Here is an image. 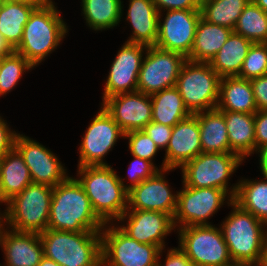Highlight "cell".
Wrapping results in <instances>:
<instances>
[{"label": "cell", "mask_w": 267, "mask_h": 266, "mask_svg": "<svg viewBox=\"0 0 267 266\" xmlns=\"http://www.w3.org/2000/svg\"><path fill=\"white\" fill-rule=\"evenodd\" d=\"M104 225L77 178L68 176L53 187L47 229L101 232Z\"/></svg>", "instance_id": "obj_1"}, {"label": "cell", "mask_w": 267, "mask_h": 266, "mask_svg": "<svg viewBox=\"0 0 267 266\" xmlns=\"http://www.w3.org/2000/svg\"><path fill=\"white\" fill-rule=\"evenodd\" d=\"M77 180L83 186L92 209L104 224L118 220L128 209V191L111 165L78 167Z\"/></svg>", "instance_id": "obj_2"}, {"label": "cell", "mask_w": 267, "mask_h": 266, "mask_svg": "<svg viewBox=\"0 0 267 266\" xmlns=\"http://www.w3.org/2000/svg\"><path fill=\"white\" fill-rule=\"evenodd\" d=\"M52 0L38 6L24 26L20 44L14 49L34 67L51 54L68 32Z\"/></svg>", "instance_id": "obj_3"}, {"label": "cell", "mask_w": 267, "mask_h": 266, "mask_svg": "<svg viewBox=\"0 0 267 266\" xmlns=\"http://www.w3.org/2000/svg\"><path fill=\"white\" fill-rule=\"evenodd\" d=\"M40 240L44 256L60 266H102L101 232L46 229Z\"/></svg>", "instance_id": "obj_4"}, {"label": "cell", "mask_w": 267, "mask_h": 266, "mask_svg": "<svg viewBox=\"0 0 267 266\" xmlns=\"http://www.w3.org/2000/svg\"><path fill=\"white\" fill-rule=\"evenodd\" d=\"M229 205L233 210L220 229L230 257L233 262L258 266L267 236V225L233 201Z\"/></svg>", "instance_id": "obj_5"}, {"label": "cell", "mask_w": 267, "mask_h": 266, "mask_svg": "<svg viewBox=\"0 0 267 266\" xmlns=\"http://www.w3.org/2000/svg\"><path fill=\"white\" fill-rule=\"evenodd\" d=\"M53 187L31 183L6 204L5 224L18 232L42 233L48 228Z\"/></svg>", "instance_id": "obj_6"}, {"label": "cell", "mask_w": 267, "mask_h": 266, "mask_svg": "<svg viewBox=\"0 0 267 266\" xmlns=\"http://www.w3.org/2000/svg\"><path fill=\"white\" fill-rule=\"evenodd\" d=\"M220 76L209 63L187 60L176 81V88L191 114L212 110L219 99Z\"/></svg>", "instance_id": "obj_7"}, {"label": "cell", "mask_w": 267, "mask_h": 266, "mask_svg": "<svg viewBox=\"0 0 267 266\" xmlns=\"http://www.w3.org/2000/svg\"><path fill=\"white\" fill-rule=\"evenodd\" d=\"M242 162L243 159L235 153L202 152L181 167L182 183L194 188L222 189L233 198L237 191V184L231 189L228 187V181Z\"/></svg>", "instance_id": "obj_8"}, {"label": "cell", "mask_w": 267, "mask_h": 266, "mask_svg": "<svg viewBox=\"0 0 267 266\" xmlns=\"http://www.w3.org/2000/svg\"><path fill=\"white\" fill-rule=\"evenodd\" d=\"M179 229V247L194 266H227L233 263L221 229L213 225Z\"/></svg>", "instance_id": "obj_9"}, {"label": "cell", "mask_w": 267, "mask_h": 266, "mask_svg": "<svg viewBox=\"0 0 267 266\" xmlns=\"http://www.w3.org/2000/svg\"><path fill=\"white\" fill-rule=\"evenodd\" d=\"M112 225L101 230L102 266H157V246L139 243Z\"/></svg>", "instance_id": "obj_10"}, {"label": "cell", "mask_w": 267, "mask_h": 266, "mask_svg": "<svg viewBox=\"0 0 267 266\" xmlns=\"http://www.w3.org/2000/svg\"><path fill=\"white\" fill-rule=\"evenodd\" d=\"M183 190L177 192V207L173 216V224L178 226L212 225L207 220L224 205L233 201L231 196L218 188H194L183 185ZM179 224V225H177Z\"/></svg>", "instance_id": "obj_11"}, {"label": "cell", "mask_w": 267, "mask_h": 266, "mask_svg": "<svg viewBox=\"0 0 267 266\" xmlns=\"http://www.w3.org/2000/svg\"><path fill=\"white\" fill-rule=\"evenodd\" d=\"M145 54L139 71L137 91L151 96L163 89L175 87L187 58L156 46L148 47Z\"/></svg>", "instance_id": "obj_12"}, {"label": "cell", "mask_w": 267, "mask_h": 266, "mask_svg": "<svg viewBox=\"0 0 267 266\" xmlns=\"http://www.w3.org/2000/svg\"><path fill=\"white\" fill-rule=\"evenodd\" d=\"M125 133L102 106L89 124L79 147L78 167L108 165L103 158Z\"/></svg>", "instance_id": "obj_13"}, {"label": "cell", "mask_w": 267, "mask_h": 266, "mask_svg": "<svg viewBox=\"0 0 267 266\" xmlns=\"http://www.w3.org/2000/svg\"><path fill=\"white\" fill-rule=\"evenodd\" d=\"M159 13L156 47L184 55H190L196 28L201 17L200 9L168 10L164 20ZM163 22L161 23V21Z\"/></svg>", "instance_id": "obj_14"}, {"label": "cell", "mask_w": 267, "mask_h": 266, "mask_svg": "<svg viewBox=\"0 0 267 266\" xmlns=\"http://www.w3.org/2000/svg\"><path fill=\"white\" fill-rule=\"evenodd\" d=\"M14 148L29 168L33 183L55 187L68 177L59 159L39 142L18 133Z\"/></svg>", "instance_id": "obj_15"}, {"label": "cell", "mask_w": 267, "mask_h": 266, "mask_svg": "<svg viewBox=\"0 0 267 266\" xmlns=\"http://www.w3.org/2000/svg\"><path fill=\"white\" fill-rule=\"evenodd\" d=\"M147 48L142 44L125 42L111 65L102 101L118 94L137 91L142 57Z\"/></svg>", "instance_id": "obj_16"}, {"label": "cell", "mask_w": 267, "mask_h": 266, "mask_svg": "<svg viewBox=\"0 0 267 266\" xmlns=\"http://www.w3.org/2000/svg\"><path fill=\"white\" fill-rule=\"evenodd\" d=\"M127 225H120V229L130 238L142 244L157 246L160 250L165 248L164 238L175 229L173 218L159 211L126 210L118 219Z\"/></svg>", "instance_id": "obj_17"}, {"label": "cell", "mask_w": 267, "mask_h": 266, "mask_svg": "<svg viewBox=\"0 0 267 266\" xmlns=\"http://www.w3.org/2000/svg\"><path fill=\"white\" fill-rule=\"evenodd\" d=\"M150 95L135 91L106 98L102 104L105 110L124 133L142 130L152 121Z\"/></svg>", "instance_id": "obj_18"}, {"label": "cell", "mask_w": 267, "mask_h": 266, "mask_svg": "<svg viewBox=\"0 0 267 266\" xmlns=\"http://www.w3.org/2000/svg\"><path fill=\"white\" fill-rule=\"evenodd\" d=\"M173 169L158 170L149 179L128 191L127 210H150L169 214L172 218L177 207V192L172 194L164 172ZM163 172V173H162Z\"/></svg>", "instance_id": "obj_19"}, {"label": "cell", "mask_w": 267, "mask_h": 266, "mask_svg": "<svg viewBox=\"0 0 267 266\" xmlns=\"http://www.w3.org/2000/svg\"><path fill=\"white\" fill-rule=\"evenodd\" d=\"M160 170L176 169L202 153L197 113L173 126Z\"/></svg>", "instance_id": "obj_20"}, {"label": "cell", "mask_w": 267, "mask_h": 266, "mask_svg": "<svg viewBox=\"0 0 267 266\" xmlns=\"http://www.w3.org/2000/svg\"><path fill=\"white\" fill-rule=\"evenodd\" d=\"M7 229L4 227L0 235L5 266H38L44 257L40 233Z\"/></svg>", "instance_id": "obj_21"}, {"label": "cell", "mask_w": 267, "mask_h": 266, "mask_svg": "<svg viewBox=\"0 0 267 266\" xmlns=\"http://www.w3.org/2000/svg\"><path fill=\"white\" fill-rule=\"evenodd\" d=\"M133 33L130 43L155 46L158 36L159 12L152 0H129L127 17Z\"/></svg>", "instance_id": "obj_22"}, {"label": "cell", "mask_w": 267, "mask_h": 266, "mask_svg": "<svg viewBox=\"0 0 267 266\" xmlns=\"http://www.w3.org/2000/svg\"><path fill=\"white\" fill-rule=\"evenodd\" d=\"M216 108L220 111L255 114L258 109L250 80L238 76L221 78Z\"/></svg>", "instance_id": "obj_23"}, {"label": "cell", "mask_w": 267, "mask_h": 266, "mask_svg": "<svg viewBox=\"0 0 267 266\" xmlns=\"http://www.w3.org/2000/svg\"><path fill=\"white\" fill-rule=\"evenodd\" d=\"M33 183L29 168L20 153L13 148L0 159V198L7 203Z\"/></svg>", "instance_id": "obj_24"}, {"label": "cell", "mask_w": 267, "mask_h": 266, "mask_svg": "<svg viewBox=\"0 0 267 266\" xmlns=\"http://www.w3.org/2000/svg\"><path fill=\"white\" fill-rule=\"evenodd\" d=\"M232 32L233 30L228 27L211 24L200 17L194 43L187 60L209 63L225 44Z\"/></svg>", "instance_id": "obj_25"}, {"label": "cell", "mask_w": 267, "mask_h": 266, "mask_svg": "<svg viewBox=\"0 0 267 266\" xmlns=\"http://www.w3.org/2000/svg\"><path fill=\"white\" fill-rule=\"evenodd\" d=\"M252 44L247 38L232 32L209 64L220 78L239 76Z\"/></svg>", "instance_id": "obj_26"}, {"label": "cell", "mask_w": 267, "mask_h": 266, "mask_svg": "<svg viewBox=\"0 0 267 266\" xmlns=\"http://www.w3.org/2000/svg\"><path fill=\"white\" fill-rule=\"evenodd\" d=\"M202 152L230 153L227 126L217 108L197 113Z\"/></svg>", "instance_id": "obj_27"}, {"label": "cell", "mask_w": 267, "mask_h": 266, "mask_svg": "<svg viewBox=\"0 0 267 266\" xmlns=\"http://www.w3.org/2000/svg\"><path fill=\"white\" fill-rule=\"evenodd\" d=\"M227 126L230 153L243 160L255 152L254 114L221 111Z\"/></svg>", "instance_id": "obj_28"}, {"label": "cell", "mask_w": 267, "mask_h": 266, "mask_svg": "<svg viewBox=\"0 0 267 266\" xmlns=\"http://www.w3.org/2000/svg\"><path fill=\"white\" fill-rule=\"evenodd\" d=\"M40 5L43 4L3 1L0 6V33L13 49L20 44L25 24Z\"/></svg>", "instance_id": "obj_29"}, {"label": "cell", "mask_w": 267, "mask_h": 266, "mask_svg": "<svg viewBox=\"0 0 267 266\" xmlns=\"http://www.w3.org/2000/svg\"><path fill=\"white\" fill-rule=\"evenodd\" d=\"M152 103V121L173 127L191 113L176 87L163 89L150 96Z\"/></svg>", "instance_id": "obj_30"}, {"label": "cell", "mask_w": 267, "mask_h": 266, "mask_svg": "<svg viewBox=\"0 0 267 266\" xmlns=\"http://www.w3.org/2000/svg\"><path fill=\"white\" fill-rule=\"evenodd\" d=\"M260 180H240L233 202L267 225V177Z\"/></svg>", "instance_id": "obj_31"}, {"label": "cell", "mask_w": 267, "mask_h": 266, "mask_svg": "<svg viewBox=\"0 0 267 266\" xmlns=\"http://www.w3.org/2000/svg\"><path fill=\"white\" fill-rule=\"evenodd\" d=\"M87 25L95 31L113 28L123 16L121 0H82Z\"/></svg>", "instance_id": "obj_32"}, {"label": "cell", "mask_w": 267, "mask_h": 266, "mask_svg": "<svg viewBox=\"0 0 267 266\" xmlns=\"http://www.w3.org/2000/svg\"><path fill=\"white\" fill-rule=\"evenodd\" d=\"M233 32L252 43H267V13L251 0L239 16Z\"/></svg>", "instance_id": "obj_33"}, {"label": "cell", "mask_w": 267, "mask_h": 266, "mask_svg": "<svg viewBox=\"0 0 267 266\" xmlns=\"http://www.w3.org/2000/svg\"><path fill=\"white\" fill-rule=\"evenodd\" d=\"M251 0H213L201 8V17L211 24L234 29L239 16Z\"/></svg>", "instance_id": "obj_34"}, {"label": "cell", "mask_w": 267, "mask_h": 266, "mask_svg": "<svg viewBox=\"0 0 267 266\" xmlns=\"http://www.w3.org/2000/svg\"><path fill=\"white\" fill-rule=\"evenodd\" d=\"M34 66L21 54L13 51L0 59V96L10 92L17 85L26 70Z\"/></svg>", "instance_id": "obj_35"}, {"label": "cell", "mask_w": 267, "mask_h": 266, "mask_svg": "<svg viewBox=\"0 0 267 266\" xmlns=\"http://www.w3.org/2000/svg\"><path fill=\"white\" fill-rule=\"evenodd\" d=\"M267 75V43H253L238 77L251 80Z\"/></svg>", "instance_id": "obj_36"}, {"label": "cell", "mask_w": 267, "mask_h": 266, "mask_svg": "<svg viewBox=\"0 0 267 266\" xmlns=\"http://www.w3.org/2000/svg\"><path fill=\"white\" fill-rule=\"evenodd\" d=\"M124 138L129 139V150L132 156L152 162L160 148L143 130H135L125 133Z\"/></svg>", "instance_id": "obj_37"}, {"label": "cell", "mask_w": 267, "mask_h": 266, "mask_svg": "<svg viewBox=\"0 0 267 266\" xmlns=\"http://www.w3.org/2000/svg\"><path fill=\"white\" fill-rule=\"evenodd\" d=\"M133 157L134 160L130 163L128 167V175L131 180V184L125 185V189L127 191L139 185L145 179H149L158 170H160L153 164V162H150L149 160L142 159L137 156Z\"/></svg>", "instance_id": "obj_38"}, {"label": "cell", "mask_w": 267, "mask_h": 266, "mask_svg": "<svg viewBox=\"0 0 267 266\" xmlns=\"http://www.w3.org/2000/svg\"><path fill=\"white\" fill-rule=\"evenodd\" d=\"M142 130L149 135L160 149H166L170 141L173 127L151 121Z\"/></svg>", "instance_id": "obj_39"}, {"label": "cell", "mask_w": 267, "mask_h": 266, "mask_svg": "<svg viewBox=\"0 0 267 266\" xmlns=\"http://www.w3.org/2000/svg\"><path fill=\"white\" fill-rule=\"evenodd\" d=\"M255 151L267 150V110H258L254 114Z\"/></svg>", "instance_id": "obj_40"}, {"label": "cell", "mask_w": 267, "mask_h": 266, "mask_svg": "<svg viewBox=\"0 0 267 266\" xmlns=\"http://www.w3.org/2000/svg\"><path fill=\"white\" fill-rule=\"evenodd\" d=\"M258 110H267V75L250 80Z\"/></svg>", "instance_id": "obj_41"}, {"label": "cell", "mask_w": 267, "mask_h": 266, "mask_svg": "<svg viewBox=\"0 0 267 266\" xmlns=\"http://www.w3.org/2000/svg\"><path fill=\"white\" fill-rule=\"evenodd\" d=\"M177 248L168 250L165 263L163 265L159 261L161 259V253L164 250L161 249L157 259V266H194L191 260L186 256L185 252L180 247Z\"/></svg>", "instance_id": "obj_42"}, {"label": "cell", "mask_w": 267, "mask_h": 266, "mask_svg": "<svg viewBox=\"0 0 267 266\" xmlns=\"http://www.w3.org/2000/svg\"><path fill=\"white\" fill-rule=\"evenodd\" d=\"M0 116V159L14 148L17 133L12 131Z\"/></svg>", "instance_id": "obj_43"}, {"label": "cell", "mask_w": 267, "mask_h": 266, "mask_svg": "<svg viewBox=\"0 0 267 266\" xmlns=\"http://www.w3.org/2000/svg\"><path fill=\"white\" fill-rule=\"evenodd\" d=\"M158 10L161 13L168 10H189V9H200L196 4L195 0H152ZM166 9V10H165Z\"/></svg>", "instance_id": "obj_44"}, {"label": "cell", "mask_w": 267, "mask_h": 266, "mask_svg": "<svg viewBox=\"0 0 267 266\" xmlns=\"http://www.w3.org/2000/svg\"><path fill=\"white\" fill-rule=\"evenodd\" d=\"M14 49L8 44L3 35L0 33V59L4 55L12 53Z\"/></svg>", "instance_id": "obj_45"}, {"label": "cell", "mask_w": 267, "mask_h": 266, "mask_svg": "<svg viewBox=\"0 0 267 266\" xmlns=\"http://www.w3.org/2000/svg\"><path fill=\"white\" fill-rule=\"evenodd\" d=\"M260 156V170L263 174V176L267 177V150L261 152L259 154Z\"/></svg>", "instance_id": "obj_46"}, {"label": "cell", "mask_w": 267, "mask_h": 266, "mask_svg": "<svg viewBox=\"0 0 267 266\" xmlns=\"http://www.w3.org/2000/svg\"><path fill=\"white\" fill-rule=\"evenodd\" d=\"M258 266H267V236H266L263 251H262L261 261Z\"/></svg>", "instance_id": "obj_47"}, {"label": "cell", "mask_w": 267, "mask_h": 266, "mask_svg": "<svg viewBox=\"0 0 267 266\" xmlns=\"http://www.w3.org/2000/svg\"><path fill=\"white\" fill-rule=\"evenodd\" d=\"M38 266H60L54 260L48 259L45 256L41 259V262Z\"/></svg>", "instance_id": "obj_48"}, {"label": "cell", "mask_w": 267, "mask_h": 266, "mask_svg": "<svg viewBox=\"0 0 267 266\" xmlns=\"http://www.w3.org/2000/svg\"><path fill=\"white\" fill-rule=\"evenodd\" d=\"M3 1H9V2H24L27 4H44L48 0H3Z\"/></svg>", "instance_id": "obj_49"}, {"label": "cell", "mask_w": 267, "mask_h": 266, "mask_svg": "<svg viewBox=\"0 0 267 266\" xmlns=\"http://www.w3.org/2000/svg\"><path fill=\"white\" fill-rule=\"evenodd\" d=\"M258 7L267 13V0H252Z\"/></svg>", "instance_id": "obj_50"}, {"label": "cell", "mask_w": 267, "mask_h": 266, "mask_svg": "<svg viewBox=\"0 0 267 266\" xmlns=\"http://www.w3.org/2000/svg\"><path fill=\"white\" fill-rule=\"evenodd\" d=\"M4 222H5V213L2 214L0 212V235H1V232L4 228V225H6Z\"/></svg>", "instance_id": "obj_51"}, {"label": "cell", "mask_w": 267, "mask_h": 266, "mask_svg": "<svg viewBox=\"0 0 267 266\" xmlns=\"http://www.w3.org/2000/svg\"><path fill=\"white\" fill-rule=\"evenodd\" d=\"M227 266H254V265H251V264H247V263H239V262H233Z\"/></svg>", "instance_id": "obj_52"}, {"label": "cell", "mask_w": 267, "mask_h": 266, "mask_svg": "<svg viewBox=\"0 0 267 266\" xmlns=\"http://www.w3.org/2000/svg\"><path fill=\"white\" fill-rule=\"evenodd\" d=\"M213 0H195L196 4L201 8L205 3H208Z\"/></svg>", "instance_id": "obj_53"}]
</instances>
